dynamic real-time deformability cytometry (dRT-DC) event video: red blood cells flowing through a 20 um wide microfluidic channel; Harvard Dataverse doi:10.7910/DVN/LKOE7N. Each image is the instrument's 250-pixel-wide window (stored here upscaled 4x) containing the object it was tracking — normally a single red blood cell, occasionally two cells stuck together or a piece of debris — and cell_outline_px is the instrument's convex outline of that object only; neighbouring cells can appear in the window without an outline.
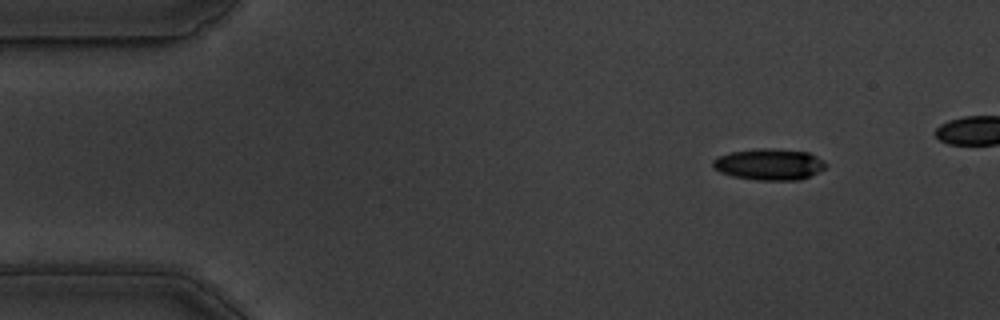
{"species": "common noctule bat (a hibernating species)", "species_latin": "Nyctalus noctula", "temperature_condition": "warm", "stored_images_in_passage": 46, "camera_frame_rate_fps": 3000, "um_per_image_px": 0.085, "animal": {"sex": "male", "body_mass_g": 19.5, "forearm_length_mm": 54.6}, "frame": {"image": 1, "passage_image": 1, "time_ms": 0.0, "image_size_px": [1000, 320], "cell_outline_px": [[828, 164], [824, 168], [800, 180], [756, 180], [732, 176], [720, 172], [712, 168], [712, 160], [716, 156], [732, 152], [760, 148], [772, 148], [808, 152], [824, 160]], "centroid_in_image_um": [65.35, 13.96], "position_along_channel_um": 19.7, "area_um2": 20.69}}
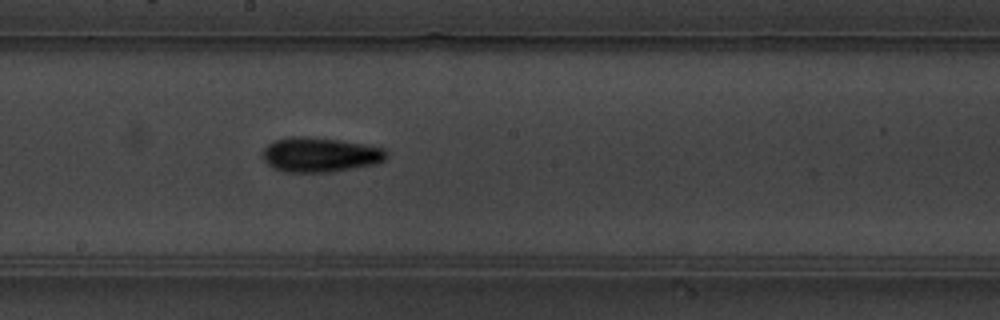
{"frame": {"image": 2, "passage_image": 25, "time_ms": 8.0, "image_size_px": [1000, 320], "cell_outline_px": [[388, 156], [384, 160], [376, 164], [324, 172], [284, 172], [272, 168], [264, 160], [264, 148], [272, 140], [292, 136], [304, 136], [340, 140], [368, 144], [384, 148], [388, 152]], "centroid_in_image_um": [27.21, 13.13], "position_along_channel_um": 221.0, "area_um2": 25.09}}
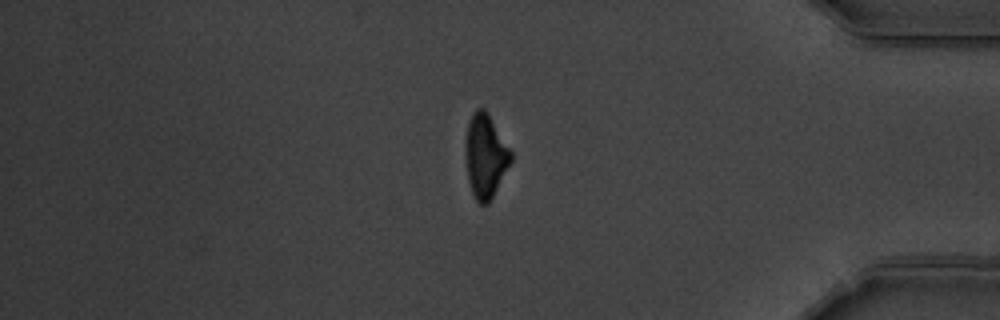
{"frame": {"image": 3, "passage_image": 42, "time_ms": 13.667, "image_size_px": [1000, 320], "cell_outline_px": [[512, 160], [488, 204], [480, 204], [476, 200], [472, 192], [468, 180], [464, 148], [464, 144], [468, 124], [472, 112], [476, 108], [484, 108], [488, 112], [512, 152]], "centroid_in_image_um": [41.24, 13.22], "position_along_channel_um": 394.0, "area_um2": 22.2}, "authors_computed_cell_mechanics": {"area_um2": 23.0044, "velocity_mm_per_s": 3.5748, "shape_relaxation_time_tau1_ms": 3.4503, "shape_relaxation_time_tau2_ms": 5.6477, "deformation_change_tau1": 0.1427, "deformation_change_tau2": 0.1534}}